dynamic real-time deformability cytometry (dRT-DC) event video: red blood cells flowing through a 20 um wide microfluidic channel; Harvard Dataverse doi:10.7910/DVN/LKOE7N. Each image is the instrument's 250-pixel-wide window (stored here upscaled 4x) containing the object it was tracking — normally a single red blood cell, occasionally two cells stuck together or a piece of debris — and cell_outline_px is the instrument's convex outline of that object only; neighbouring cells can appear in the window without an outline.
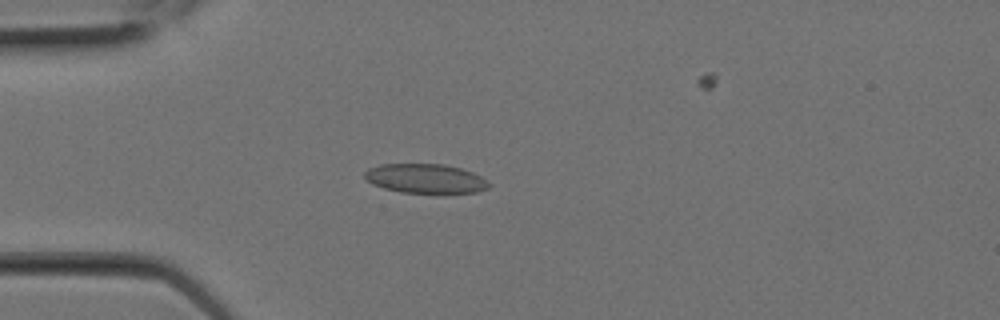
{"species": "Egyptian fruit bat (a non-hibernating species)", "species_latin": "Rousettus aegyptiacus", "temperature_condition": "room temperature", "stored_images_in_passage": 6, "camera_frame_rate_fps": 3000, "um_per_image_px": 0.085, "animal": {"sex": "female"}, "frame": {"image": 1, "passage_image": 3, "time_ms": 0.667, "image_size_px": [1000, 320], "cell_outline_px": [[492, 184], [488, 188], [476, 192], [400, 192], [384, 188], [372, 184], [364, 176], [364, 172], [368, 168], [380, 164], [444, 164], [460, 168], [472, 172], [480, 176]], "centroid_in_image_um": [36.15, 15.16], "position_along_channel_um": 48.9, "area_um2": 21.04}}
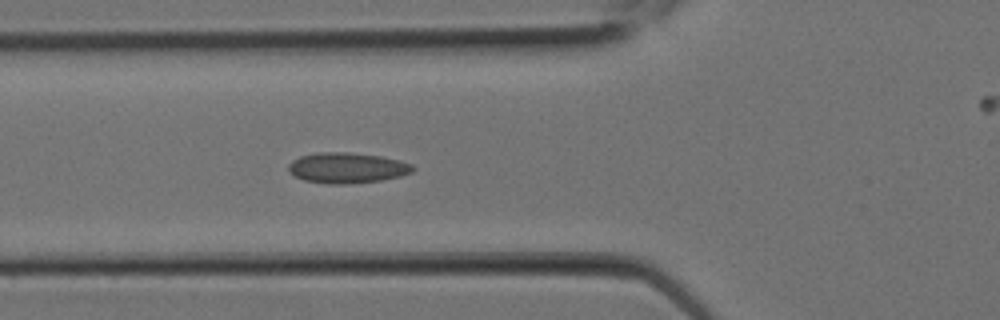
{"frame": {"image": 2, "passage_image": 5, "time_ms": 1.333, "image_size_px": [1000, 320], "cell_outline_px": [[416, 168], [412, 172], [400, 176], [380, 180], [348, 184], [328, 184], [304, 180], [288, 172], [288, 164], [292, 160], [300, 156], [316, 152], [348, 152], [380, 156], [400, 160], [412, 164]], "centroid_in_image_um": [29.49, 14.26], "position_along_channel_um": 96.3, "area_um2": 22.25}}